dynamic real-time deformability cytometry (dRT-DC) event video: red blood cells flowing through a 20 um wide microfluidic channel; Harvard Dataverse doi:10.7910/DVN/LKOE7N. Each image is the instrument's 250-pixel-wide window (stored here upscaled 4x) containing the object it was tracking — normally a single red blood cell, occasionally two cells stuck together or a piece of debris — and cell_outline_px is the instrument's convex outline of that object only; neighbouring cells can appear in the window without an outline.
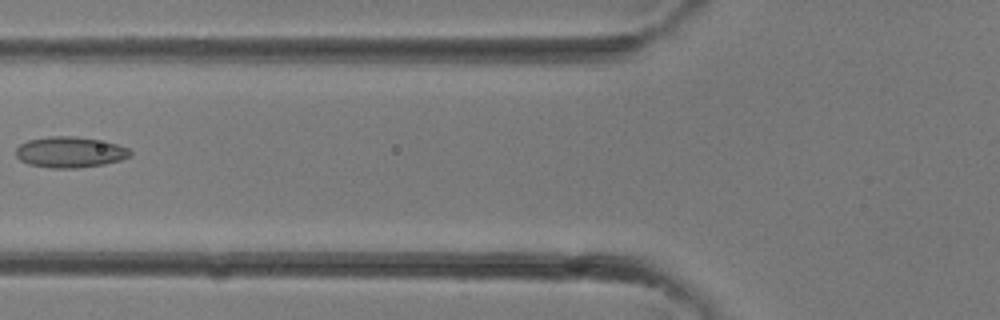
{"species": "common noctule bat (a hibernating species)", "species_latin": "Nyctalus noctula", "temperature_condition": "room temperature", "stored_images_in_passage": 34, "camera_frame_rate_fps": 3000, "um_per_image_px": 0.085, "animal": {"sex": "female"}, "frame": {"image": 1, "passage_image": 14, "time_ms": 4.333, "image_size_px": [1000, 320], "cell_outline_px": [[132, 156], [120, 160], [104, 164], [76, 168], [52, 168], [28, 164], [20, 160], [16, 156], [16, 148], [20, 144], [28, 140], [52, 136], [76, 136], [116, 144], [128, 148], [132, 152]], "centroid_in_image_um": [5.94, 12.94], "position_along_channel_um": 119.9, "area_um2": 20.46}}
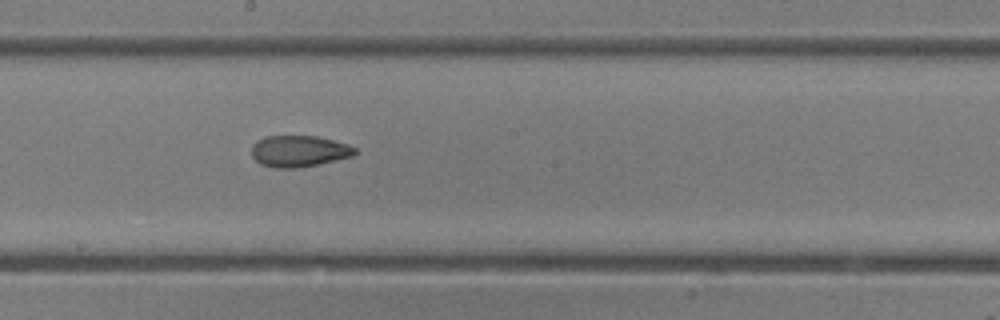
{"frame": {"image": 2, "passage_image": 19, "time_ms": 6.0, "image_size_px": [1000, 320], "cell_outline_px": [[356, 152], [352, 156], [320, 164], [296, 168], [276, 168], [260, 164], [252, 156], [252, 144], [268, 136], [316, 136], [348, 144], [356, 148]], "centroid_in_image_um": [25.42, 12.86], "position_along_channel_um": 222.8, "area_um2": 18.79}}
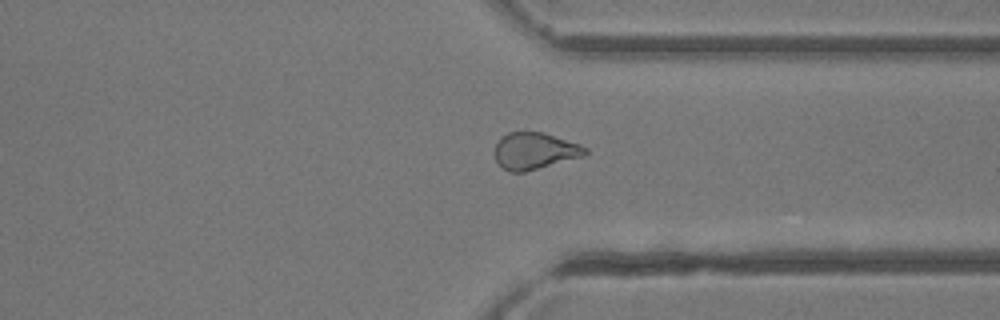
{"frame": {"image": 3, "passage_image": 26, "time_ms": 8.333, "image_size_px": [1000, 320], "cell_outline_px": [[588, 152], [584, 156], [524, 172], [508, 172], [496, 160], [496, 144], [500, 136], [508, 132], [540, 132], [580, 144], [588, 148]], "centroid_in_image_um": [45.45, 12.83], "position_along_channel_um": 365.9, "area_um2": 19.19}}